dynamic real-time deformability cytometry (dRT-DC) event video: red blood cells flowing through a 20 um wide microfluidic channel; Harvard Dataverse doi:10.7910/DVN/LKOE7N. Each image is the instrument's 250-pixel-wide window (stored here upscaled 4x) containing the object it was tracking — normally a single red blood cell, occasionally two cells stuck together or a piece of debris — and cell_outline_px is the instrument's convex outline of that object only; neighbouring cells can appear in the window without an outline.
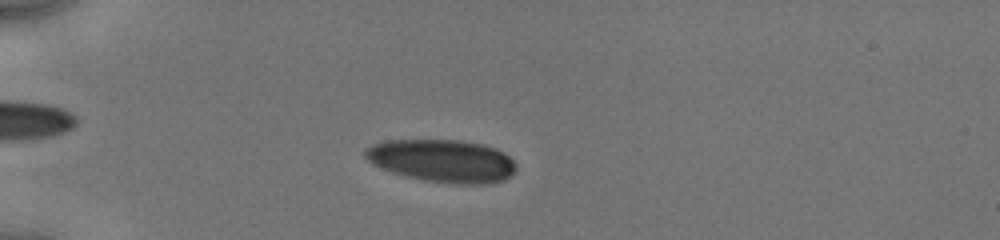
{"species": "human", "species_latin": "Homo sapiens", "temperature_condition": "cold", "stored_images_in_passage": 76, "camera_frame_rate_fps": 3000, "um_per_image_px": 0.085, "donor": {"sex": "male"}, "frame": {"image": 1, "passage_image": 21, "time_ms": 4.667, "image_size_px": [1000, 240], "cell_outline_px": [[516, 172], [512, 176], [504, 180], [492, 184], [456, 184], [424, 180], [404, 176], [392, 172], [372, 164], [364, 156], [364, 148], [372, 144], [384, 140], [460, 140], [484, 144], [496, 148], [504, 152], [516, 164]], "centroid_in_image_um": [37.61, 13.67], "position_along_channel_um": 47.4, "area_um2": 38.09}}
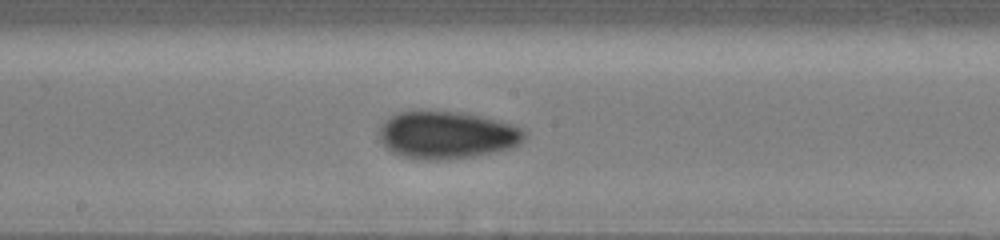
{"frame": {"image": 2, "passage_image": 42, "time_ms": 9.667, "image_size_px": [1000, 240], "cell_outline_px": [[524, 140], [520, 144], [512, 148], [472, 156], [448, 160], [424, 160], [404, 156], [392, 152], [380, 140], [380, 128], [384, 120], [388, 116], [396, 112], [420, 108], [464, 112], [484, 116], [520, 128], [524, 132]], "centroid_in_image_um": [37.93, 11.43], "position_along_channel_um": 210.3, "area_um2": 40.86}}
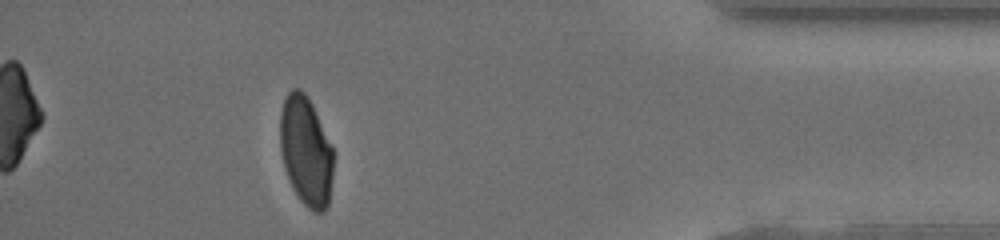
{"frame": {"image": 3, "passage_image": 69, "time_ms": 15.667, "image_size_px": [1000, 240], "cell_outline_px": [[332, 176], [328, 204], [324, 212], [312, 212], [300, 200], [284, 168], [280, 148], [280, 112], [284, 100], [288, 92], [292, 88], [300, 88], [308, 96], [332, 144]], "centroid_in_image_um": [26.0, 12.81], "position_along_channel_um": 409.2, "area_um2": 33.93}, "authors_computed_cell_mechanics": {"area_um2": 36.5296, "velocity_mm_per_s": 3.9348, "shape_relaxation_time_tau1_ms": 3.8521, "shape_relaxation_time_tau2_ms": 1.6699, "deformation_change_tau1": 0.1125, "deformation_change_tau2": 0.055}}